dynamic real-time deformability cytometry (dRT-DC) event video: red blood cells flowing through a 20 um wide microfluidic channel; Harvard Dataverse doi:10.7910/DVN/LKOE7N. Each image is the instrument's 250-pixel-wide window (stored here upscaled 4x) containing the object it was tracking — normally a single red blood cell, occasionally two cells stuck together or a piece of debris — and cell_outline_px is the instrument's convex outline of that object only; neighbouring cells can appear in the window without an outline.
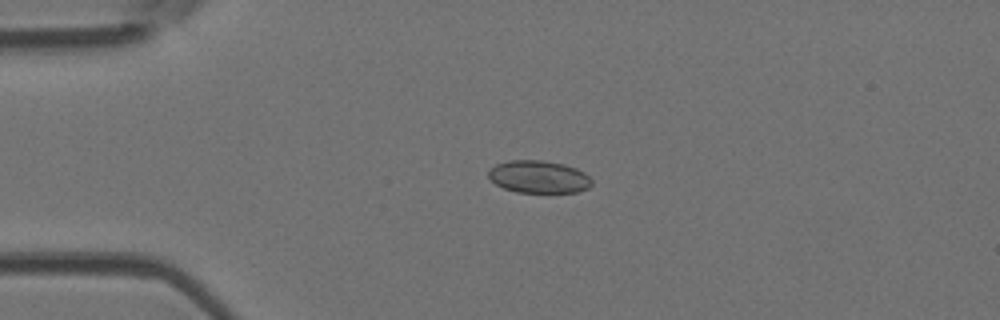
{"species": "Egyptian fruit bat (a non-hibernating species)", "species_latin": "Rousettus aegyptiacus", "temperature_condition": "room temperature", "stored_images_in_passage": 53, "camera_frame_rate_fps": 3000, "um_per_image_px": 0.085, "animal": {"sex": "female"}, "frame": {"image": 1, "passage_image": 13, "time_ms": 4.0, "image_size_px": [1000, 320], "cell_outline_px": [[592, 184], [588, 188], [576, 192], [516, 192], [504, 188], [496, 184], [488, 176], [488, 168], [496, 164], [508, 160], [540, 160], [564, 164], [576, 168], [584, 172], [592, 180]], "centroid_in_image_um": [45.77, 15.02], "position_along_channel_um": 39.2, "area_um2": 19.59}}
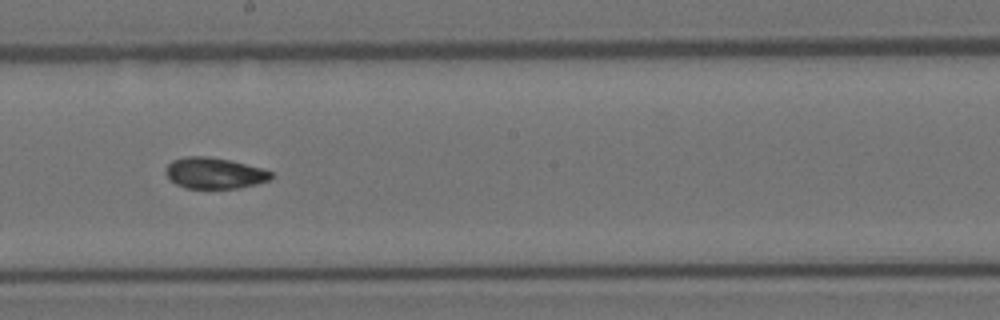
{"frame": {"image": 2, "passage_image": 30, "time_ms": 9.667, "image_size_px": [1000, 320], "cell_outline_px": [[276, 176], [272, 180], [240, 188], [184, 188], [176, 184], [164, 172], [168, 164], [172, 160], [184, 156], [204, 156], [228, 160], [260, 168], [272, 172]], "centroid_in_image_um": [18.24, 14.72], "position_along_channel_um": 230.0, "area_um2": 19.07}}
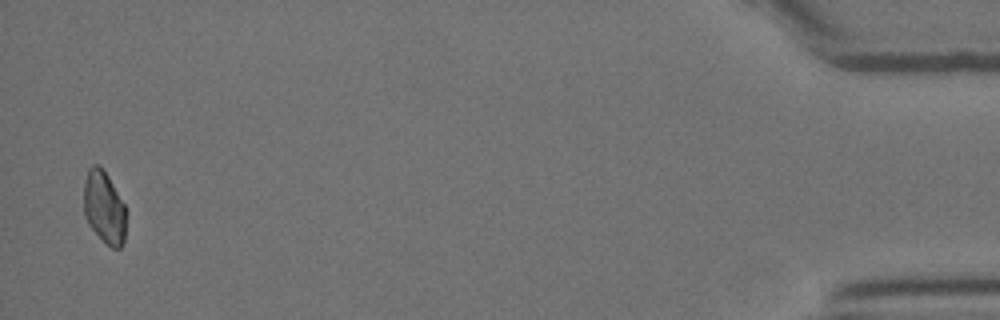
{"frame": {"image": 3, "passage_image": 52, "time_ms": 17.0, "image_size_px": [1000, 320], "cell_outline_px": [[124, 244], [120, 248], [112, 248], [88, 224], [84, 216], [84, 180], [88, 168], [92, 164], [100, 164], [108, 176], [124, 204]], "centroid_in_image_um": [8.82, 17.58], "position_along_channel_um": 426.4, "area_um2": 17.63}, "authors_computed_cell_mechanics": {"area_um2": 19.5364, "velocity_mm_per_s": 3.8893, "shape_relaxation_time_tau1_ms": 9.4955, "shape_relaxation_time_tau2_ms": 2.8324, "deformation_change_tau1": 0.1294, "deformation_change_tau2": 0.0686}}